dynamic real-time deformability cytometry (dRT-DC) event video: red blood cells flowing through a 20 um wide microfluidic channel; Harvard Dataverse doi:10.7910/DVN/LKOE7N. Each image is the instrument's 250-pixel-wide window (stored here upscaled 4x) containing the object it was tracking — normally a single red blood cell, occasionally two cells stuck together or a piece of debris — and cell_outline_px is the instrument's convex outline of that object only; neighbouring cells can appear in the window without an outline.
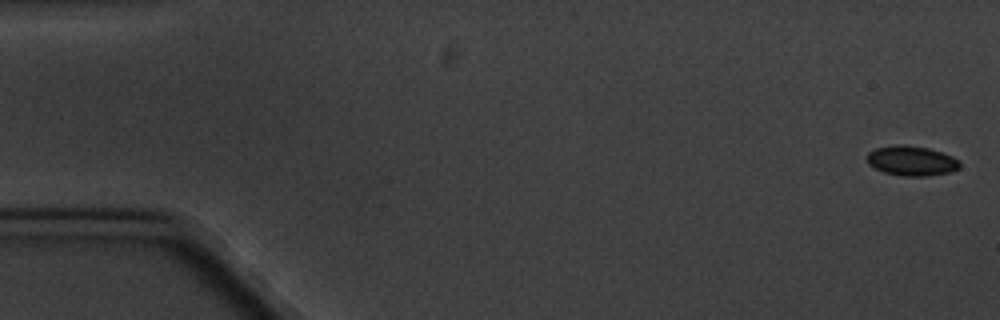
{"species": "common noctule bat (a hibernating species)", "species_latin": "Nyctalus noctula", "temperature_condition": "cold", "stored_images_in_passage": 6, "camera_frame_rate_fps": 3000, "um_per_image_px": 0.085, "animal": {"sex": "male", "body_mass_g": 20.1, "forearm_length_mm": 53.5}, "frame": {"image": 1, "passage_image": 1, "time_ms": 0.0, "image_size_px": [1000, 320], "cell_outline_px": [[960, 168], [952, 172], [928, 176], [900, 176], [884, 172], [868, 164], [868, 152], [876, 148], [896, 144], [900, 144], [928, 148], [952, 156], [960, 160]], "centroid_in_image_um": [77.51, 13.68], "position_along_channel_um": 7.5, "area_um2": 16.18}}
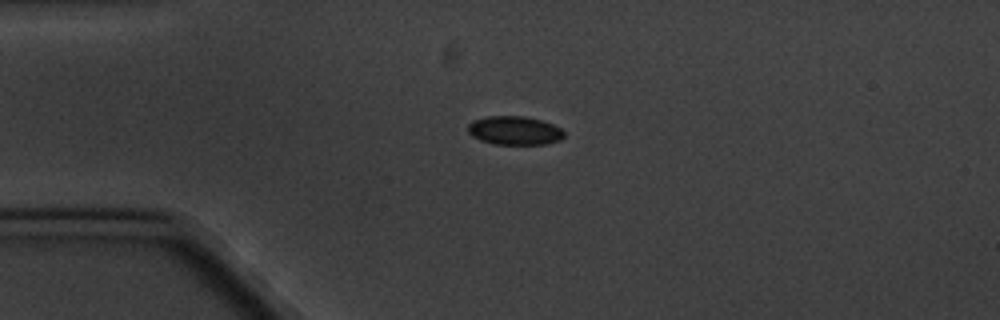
{"frame": {"image": 2, "passage_image": 4, "time_ms": 4.333, "image_size_px": [1000, 320], "cell_outline_px": [[564, 136], [560, 140], [548, 144], [492, 144], [480, 140], [472, 136], [468, 132], [468, 124], [472, 120], [484, 116], [524, 116], [540, 120], [552, 124], [560, 128], [564, 132]], "centroid_in_image_um": [43.71, 11.09], "position_along_channel_um": 41.3, "area_um2": 16.18}}